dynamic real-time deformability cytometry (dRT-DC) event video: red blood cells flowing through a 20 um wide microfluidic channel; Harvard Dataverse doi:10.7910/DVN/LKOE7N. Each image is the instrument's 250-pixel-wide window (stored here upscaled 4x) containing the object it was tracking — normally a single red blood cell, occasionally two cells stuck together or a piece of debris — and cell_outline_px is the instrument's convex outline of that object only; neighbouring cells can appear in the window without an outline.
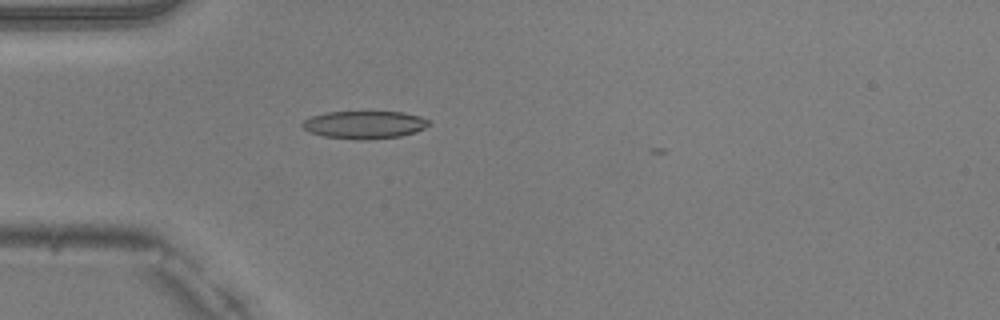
{"species": "common noctule bat (a hibernating species)", "species_latin": "Nyctalus noctula", "temperature_condition": "warm", "stored_images_in_passage": 5, "camera_frame_rate_fps": 3000, "um_per_image_px": 0.085, "animal": {"sex": "male", "body_mass_g": 20.5, "forearm_length_mm": 52.5}, "frame": {"image": 1, "passage_image": 1, "time_ms": 0.0, "image_size_px": [1000, 320], "cell_outline_px": [[432, 124], [416, 132], [400, 136], [364, 140], [356, 140], [324, 136], [308, 132], [300, 124], [304, 120], [312, 116], [324, 112], [404, 112], [420, 116], [432, 120]], "centroid_in_image_um": [31.01, 10.6], "position_along_channel_um": 54.0, "area_um2": 20.69}}
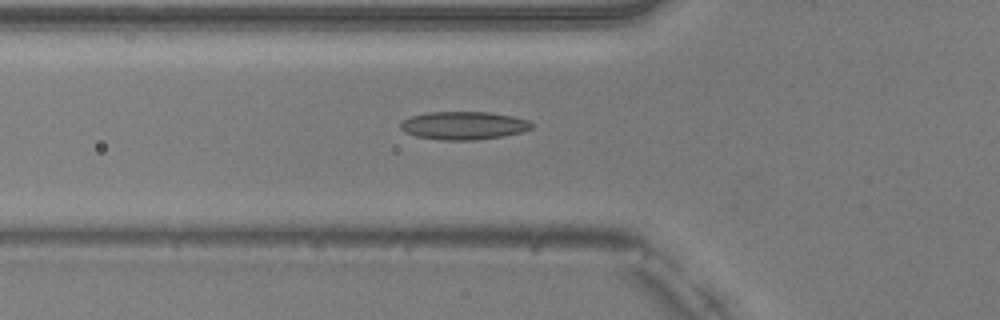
{"frame": {"image": 2, "passage_image": 4, "time_ms": 1.0, "image_size_px": [1000, 320], "cell_outline_px": [[532, 128], [524, 132], [504, 136], [476, 140], [444, 140], [416, 136], [404, 132], [400, 128], [400, 120], [408, 116], [428, 112], [488, 112], [512, 116], [528, 120], [532, 124]], "centroid_in_image_um": [39.38, 10.67], "position_along_channel_um": 86.4, "area_um2": 21.68}}